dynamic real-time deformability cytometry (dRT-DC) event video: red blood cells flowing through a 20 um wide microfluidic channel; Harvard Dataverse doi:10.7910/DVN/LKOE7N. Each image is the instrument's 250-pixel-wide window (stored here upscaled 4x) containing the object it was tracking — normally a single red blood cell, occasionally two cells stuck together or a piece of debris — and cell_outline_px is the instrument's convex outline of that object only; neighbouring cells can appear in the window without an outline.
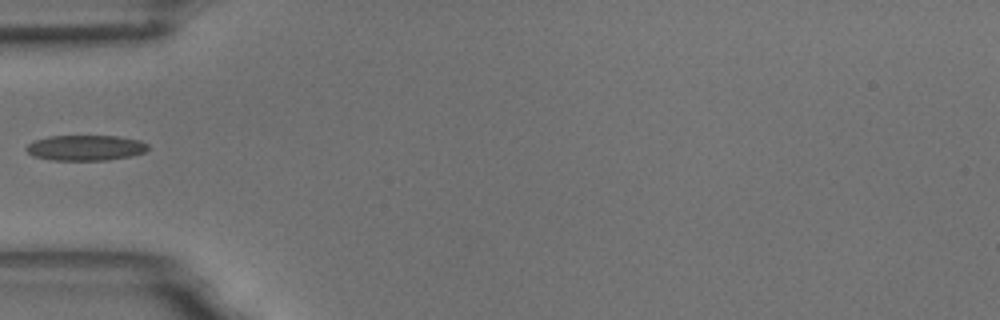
{"species": "common noctule bat (a hibernating species)", "species_latin": "Nyctalus noctula", "temperature_condition": "room temperature", "stored_images_in_passage": 38, "camera_frame_rate_fps": 3000, "um_per_image_px": 0.085, "animal": {"sex": "male", "body_mass_g": 18.8}, "frame": {"image": 1, "passage_image": 1, "time_ms": 0.0, "image_size_px": [1000, 320], "cell_outline_px": [[148, 148], [144, 152], [128, 156], [108, 160], [52, 160], [32, 156], [24, 148], [28, 144], [36, 140], [48, 136], [116, 136], [140, 140], [148, 144]], "centroid_in_image_um": [7.24, 12.56], "position_along_channel_um": 77.8, "area_um2": 17.98}}